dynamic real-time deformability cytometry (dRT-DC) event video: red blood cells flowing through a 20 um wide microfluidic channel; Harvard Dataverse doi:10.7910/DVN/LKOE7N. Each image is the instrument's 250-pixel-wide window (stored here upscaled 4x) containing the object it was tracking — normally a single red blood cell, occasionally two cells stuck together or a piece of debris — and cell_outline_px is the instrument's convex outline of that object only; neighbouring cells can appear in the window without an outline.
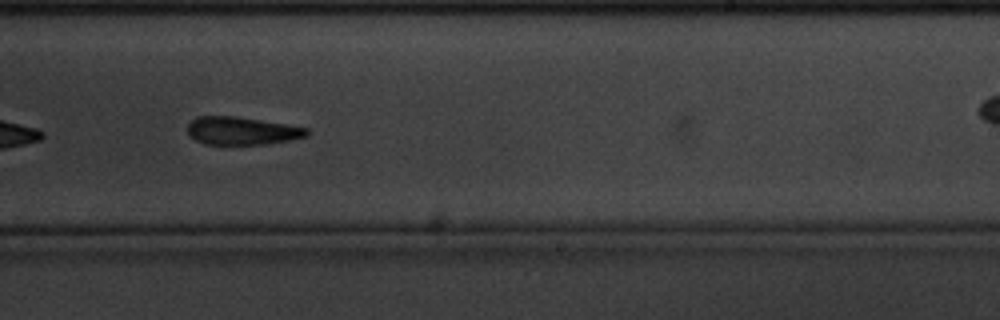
{"species": "common noctule bat (a hibernating species)", "species_latin": "Nyctalus noctula", "temperature_condition": "cold", "stored_images_in_passage": 34, "camera_frame_rate_fps": 3000, "um_per_image_px": 0.085, "animal": {"sex": "male", "body_mass_g": 20.1, "forearm_length_mm": 53.5}, "frame": {"image": 1, "passage_image": 20, "time_ms": 6.333, "image_size_px": [1000, 320], "cell_outline_px": [[308, 136], [268, 144], [204, 144], [188, 136], [188, 124], [196, 116], [232, 116], [284, 124], [308, 128]], "centroid_in_image_um": [20.51, 11.12], "position_along_channel_um": 268.5, "area_um2": 19.19}, "authors_computed_cell_mechanics": {"area_um2": 20.5479, "velocity_mm_per_s": 3.4293, "shape_relaxation_time_tau1_ms": 5.661, "shape_relaxation_time_tau2_ms": null, "deformation_change_tau1": 0.1499, "deformation_change_tau2": null}}